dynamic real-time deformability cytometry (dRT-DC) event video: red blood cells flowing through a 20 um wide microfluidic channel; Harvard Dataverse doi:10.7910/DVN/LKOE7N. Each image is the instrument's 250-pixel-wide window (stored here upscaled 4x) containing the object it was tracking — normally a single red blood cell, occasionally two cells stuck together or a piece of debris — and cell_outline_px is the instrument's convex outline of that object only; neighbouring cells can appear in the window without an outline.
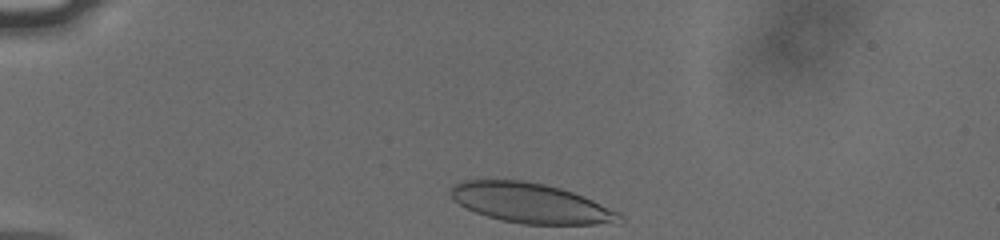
{"species": "human", "species_latin": "Homo sapiens", "temperature_condition": "cold", "stored_images_in_passage": 34, "camera_frame_rate_fps": 3000, "um_per_image_px": 0.085, "donor": {"sex": "male"}, "frame": {"image": 1, "passage_image": 1, "time_ms": 0.0, "image_size_px": [1000, 240], "cell_outline_px": [[624, 220], [620, 224], [520, 224], [500, 220], [476, 212], [452, 200], [452, 184], [460, 180], [520, 180], [544, 184], [560, 188], [584, 196], [620, 212], [624, 216]], "centroid_in_image_um": [45.18, 17.28], "position_along_channel_um": 39.8, "area_um2": 39.36}}
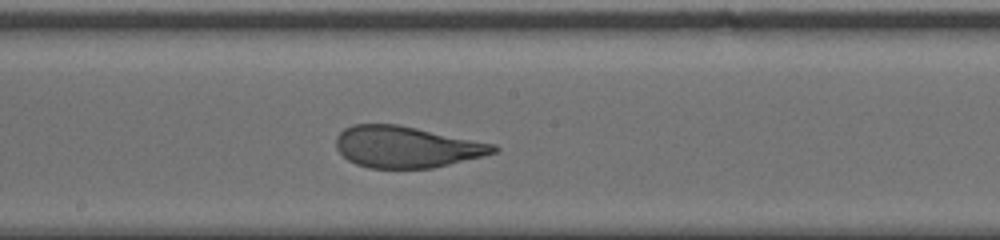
{"frame": {"image": 2, "passage_image": 19, "time_ms": 6.0, "image_size_px": [1000, 240], "cell_outline_px": [[500, 148], [496, 152], [484, 156], [432, 168], [368, 168], [356, 164], [348, 160], [336, 148], [336, 136], [344, 128], [352, 124], [396, 124], [496, 144]], "centroid_in_image_um": [34.54, 12.49], "position_along_channel_um": 213.7, "area_um2": 37.97}}
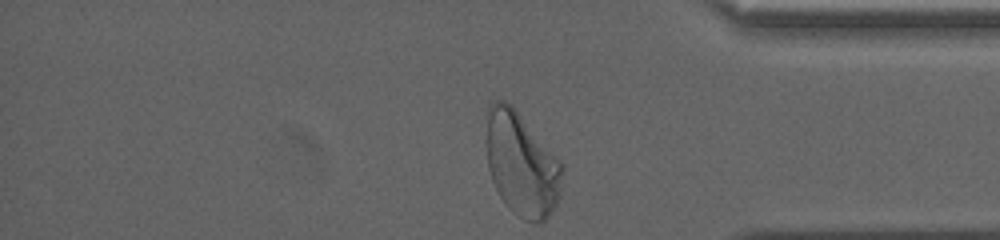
{"frame": {"image": 3, "passage_image": 34, "time_ms": 11.0, "image_size_px": [1000, 240], "cell_outline_px": [[564, 172], [560, 196], [556, 204], [548, 216], [540, 224], [536, 224], [524, 220], [516, 216], [504, 204], [492, 180], [488, 168], [488, 104], [496, 100], [504, 100], [512, 104], [564, 164]], "centroid_in_image_um": [44.38, 13.98], "position_along_channel_um": 390.8, "area_um2": 46.24}, "authors_computed_cell_mechanics": {"area_um2": 39.2173, "velocity_mm_per_s": 3.7783, "shape_relaxation_time_tau1_ms": 5.7493, "shape_relaxation_time_tau2_ms": null, "deformation_change_tau1": 0.1913, "deformation_change_tau2": null}}